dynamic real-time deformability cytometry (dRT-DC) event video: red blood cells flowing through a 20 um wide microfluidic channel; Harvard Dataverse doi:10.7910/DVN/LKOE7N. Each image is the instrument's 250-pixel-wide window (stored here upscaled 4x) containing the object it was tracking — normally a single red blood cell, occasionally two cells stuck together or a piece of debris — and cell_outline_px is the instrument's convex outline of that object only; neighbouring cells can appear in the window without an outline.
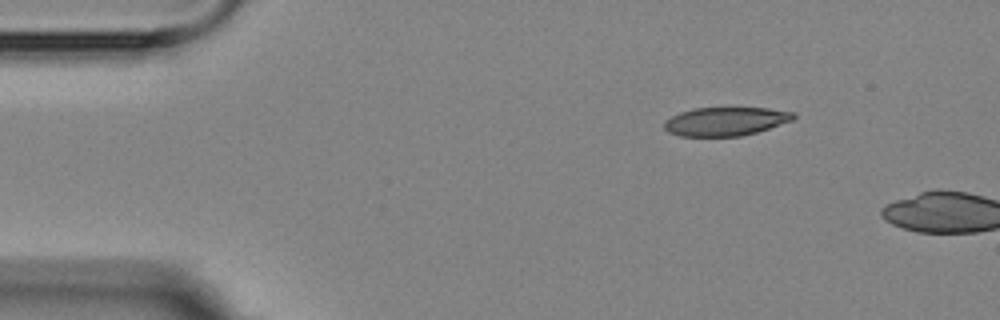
{"species": "Egyptian fruit bat (a non-hibernating species)", "species_latin": "Rousettus aegyptiacus", "temperature_condition": "room temperature", "stored_images_in_passage": 2, "camera_frame_rate_fps": 3000, "um_per_image_px": 0.085, "animal": {"sex": "female"}, "frame": {"image": 1, "passage_image": 2, "time_ms": 1.333, "image_size_px": [1000, 320], "cell_outline_px": [[796, 116], [792, 120], [756, 132], [740, 136], [680, 136], [668, 132], [664, 128], [664, 120], [680, 112], [692, 108], [768, 108], [796, 112]], "centroid_in_image_um": [61.65, 10.31], "position_along_channel_um": 23.3, "area_um2": 21.5}}